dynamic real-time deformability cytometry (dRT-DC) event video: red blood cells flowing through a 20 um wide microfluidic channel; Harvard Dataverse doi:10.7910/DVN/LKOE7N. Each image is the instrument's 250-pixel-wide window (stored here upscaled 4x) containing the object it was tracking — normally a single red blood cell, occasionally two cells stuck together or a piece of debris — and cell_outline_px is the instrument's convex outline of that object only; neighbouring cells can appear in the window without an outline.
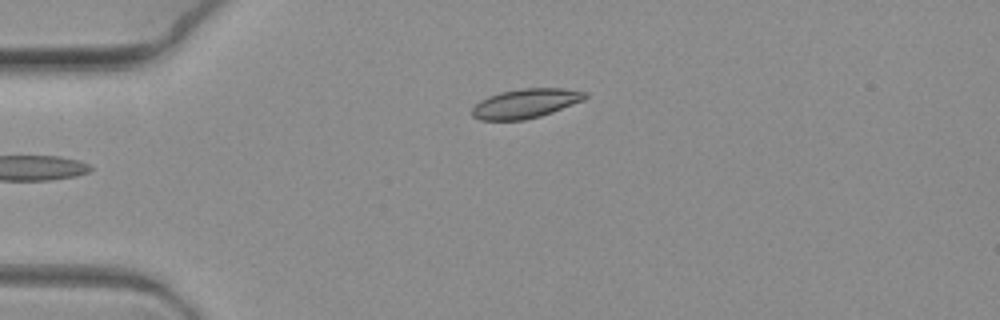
{"species": "common noctule bat (a hibernating species)", "species_latin": "Nyctalus noctula", "temperature_condition": "warm", "stored_images_in_passage": 3, "camera_frame_rate_fps": 3000, "um_per_image_px": 0.085, "animal": {"sex": "female", "body_mass_g": 19.3, "forearm_length_mm": 54.1}, "frame": {"image": 1, "passage_image": 3, "time_ms": 0.667, "image_size_px": [1000, 320], "cell_outline_px": [[588, 96], [584, 100], [552, 112], [540, 116], [524, 120], [480, 120], [472, 116], [472, 108], [480, 100], [488, 96], [500, 92], [524, 88], [564, 88], [588, 92]], "centroid_in_image_um": [44.69, 8.79], "position_along_channel_um": 40.3, "area_um2": 19.36}}